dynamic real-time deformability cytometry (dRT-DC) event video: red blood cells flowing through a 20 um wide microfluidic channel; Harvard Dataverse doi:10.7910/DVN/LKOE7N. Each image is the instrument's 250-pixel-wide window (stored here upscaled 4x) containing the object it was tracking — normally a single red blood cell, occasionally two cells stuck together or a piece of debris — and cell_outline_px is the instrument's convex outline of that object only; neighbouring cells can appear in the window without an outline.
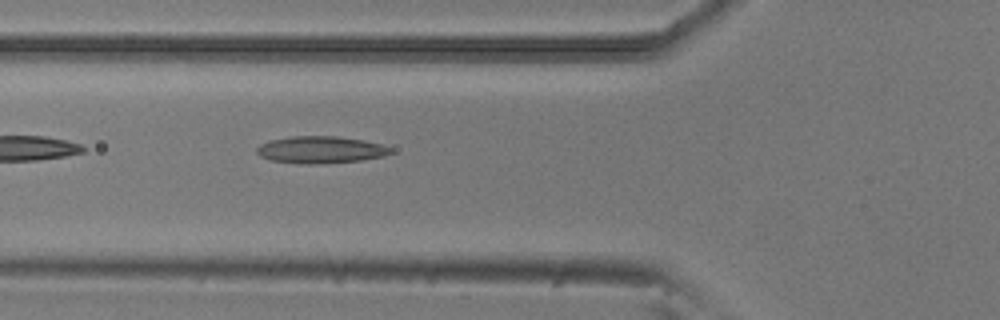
{"species": "common noctule bat (a hibernating species)", "species_latin": "Nyctalus noctula", "temperature_condition": "room temperature", "stored_images_in_passage": 5, "camera_frame_rate_fps": 3000, "um_per_image_px": 0.085, "animal": {"sex": "male", "body_mass_g": 20.5, "forearm_length_mm": 52.5}, "frame": {"image": 1, "passage_image": 5, "time_ms": 1.333, "image_size_px": [1000, 320], "cell_outline_px": [[392, 152], [384, 156], [360, 160], [308, 164], [268, 160], [260, 156], [256, 152], [256, 148], [260, 144], [268, 140], [292, 136], [336, 136], [364, 140], [384, 144], [392, 148]], "centroid_in_image_um": [27.24, 12.71], "position_along_channel_um": 98.6, "area_um2": 21.1}}